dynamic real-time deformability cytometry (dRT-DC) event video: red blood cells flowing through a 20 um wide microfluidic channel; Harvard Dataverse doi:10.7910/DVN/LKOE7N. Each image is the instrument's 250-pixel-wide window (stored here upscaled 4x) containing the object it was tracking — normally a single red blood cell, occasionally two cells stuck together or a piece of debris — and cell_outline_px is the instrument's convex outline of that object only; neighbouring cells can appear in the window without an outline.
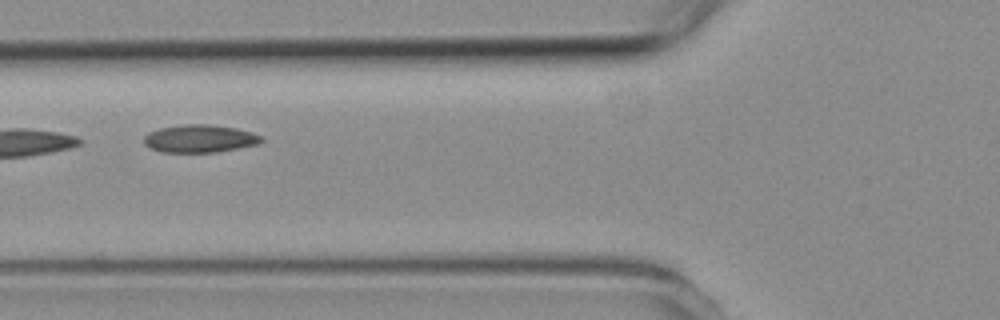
{"species": "common noctule bat (a hibernating species)", "species_latin": "Nyctalus noctula", "temperature_condition": "room temperature", "stored_images_in_passage": 8, "camera_frame_rate_fps": 3000, "um_per_image_px": 0.085, "animal": {"sex": "female", "body_mass_g": 19.3, "forearm_length_mm": 54.1}, "frame": {"image": 1, "passage_image": 6, "time_ms": 5.667, "image_size_px": [1000, 320], "cell_outline_px": [[264, 140], [260, 144], [216, 152], [160, 152], [148, 148], [144, 144], [144, 136], [148, 132], [160, 128], [184, 124], [208, 124], [236, 128], [252, 132], [260, 136]], "centroid_in_image_um": [16.96, 11.78], "position_along_channel_um": 108.8, "area_um2": 19.13}}
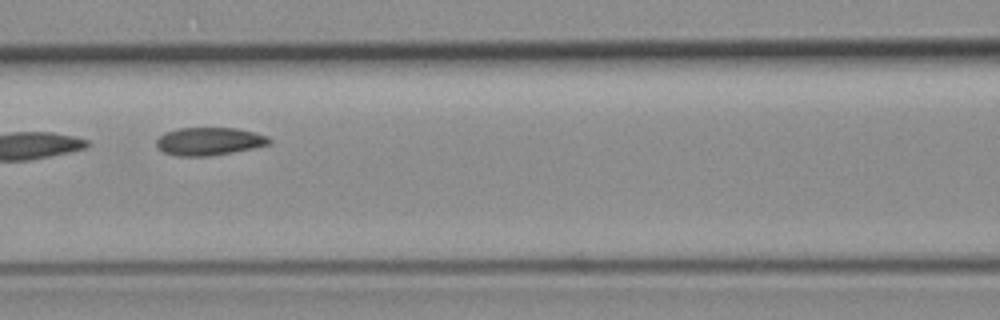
{"frame": {"image": 2, "passage_image": 7, "time_ms": 6.667, "image_size_px": [1000, 320], "cell_outline_px": [[272, 140], [268, 144], [252, 148], [232, 152], [208, 156], [176, 156], [164, 152], [156, 144], [156, 140], [164, 132], [176, 128], [236, 128], [268, 136]], "centroid_in_image_um": [17.75, 12.01], "position_along_channel_um": 148.9, "area_um2": 18.21}}
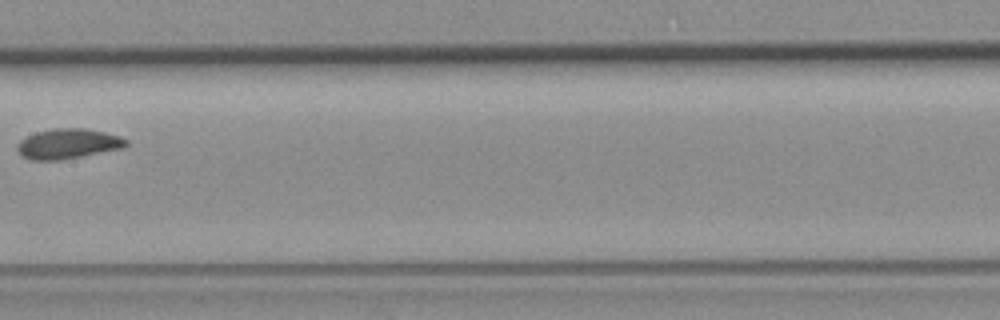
{"frame": {"image": 3, "passage_image": 8, "time_ms": 8.0, "image_size_px": [1000, 320], "cell_outline_px": [[128, 144], [120, 148], [60, 160], [32, 160], [20, 156], [16, 148], [20, 140], [36, 132], [56, 128], [84, 128], [104, 132], [120, 136], [128, 140]], "centroid_in_image_um": [5.74, 12.21], "position_along_channel_um": 201.7, "area_um2": 18.84}}